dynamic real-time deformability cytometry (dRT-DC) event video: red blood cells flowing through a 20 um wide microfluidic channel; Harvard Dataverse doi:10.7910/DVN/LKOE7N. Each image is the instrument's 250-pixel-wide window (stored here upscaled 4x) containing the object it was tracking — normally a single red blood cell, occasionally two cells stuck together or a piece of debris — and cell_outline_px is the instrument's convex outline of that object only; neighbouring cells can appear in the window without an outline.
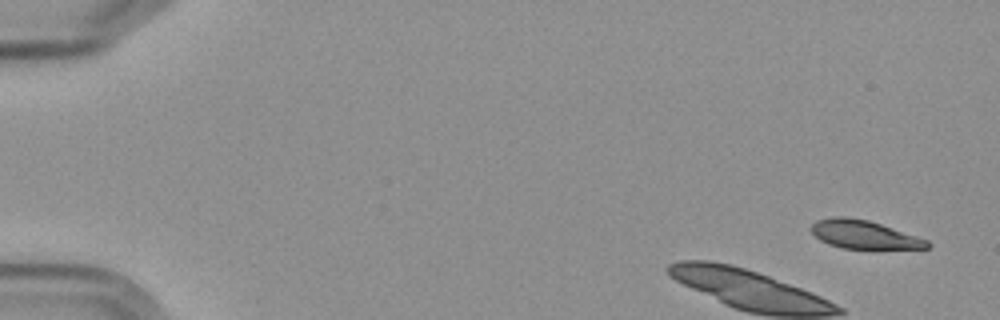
{"species": "Egyptian fruit bat (a non-hibernating species)", "species_latin": "Rousettus aegyptiacus", "temperature_condition": "cold", "stored_images_in_passage": 4, "camera_frame_rate_fps": 3000, "um_per_image_px": 0.085, "frame": {"image": 1, "passage_image": 1, "time_ms": 0.0, "image_size_px": [1000, 320], "cell_outline_px": [[932, 244], [928, 248], [840, 248], [828, 244], [820, 240], [812, 232], [812, 224], [816, 220], [832, 216], [844, 216], [868, 220], [928, 240]], "centroid_in_image_um": [73.4, 19.93], "position_along_channel_um": 11.6, "area_um2": 18.9}}